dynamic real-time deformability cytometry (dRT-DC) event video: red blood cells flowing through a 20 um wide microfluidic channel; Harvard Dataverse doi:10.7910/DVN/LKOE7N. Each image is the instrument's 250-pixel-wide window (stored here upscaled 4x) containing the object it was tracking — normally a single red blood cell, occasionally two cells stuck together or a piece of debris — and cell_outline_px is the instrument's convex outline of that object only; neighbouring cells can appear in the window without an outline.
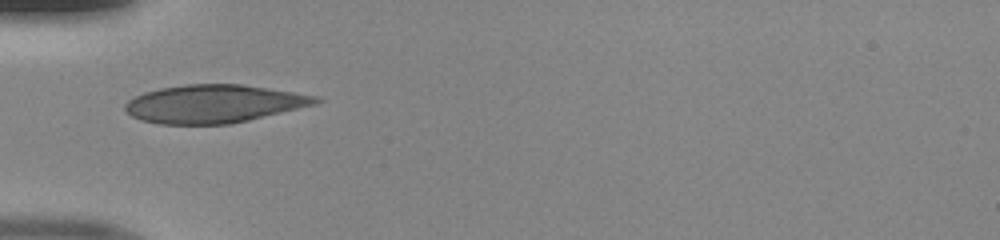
{"species": "human", "species_latin": "Homo sapiens", "temperature_condition": "room temperature", "stored_images_in_passage": 32, "camera_frame_rate_fps": 3000, "um_per_image_px": 0.085, "donor": {"sex": "male"}, "frame": {"image": 1, "passage_image": 1, "time_ms": 0.0, "image_size_px": [1000, 240], "cell_outline_px": [[324, 100], [316, 104], [248, 120], [228, 124], [160, 124], [140, 120], [132, 116], [124, 108], [124, 104], [128, 100], [144, 92], [160, 88], [184, 84], [240, 84], [292, 92], [316, 96]], "centroid_in_image_um": [18.14, 8.82], "position_along_channel_um": 66.9, "area_um2": 42.02}}
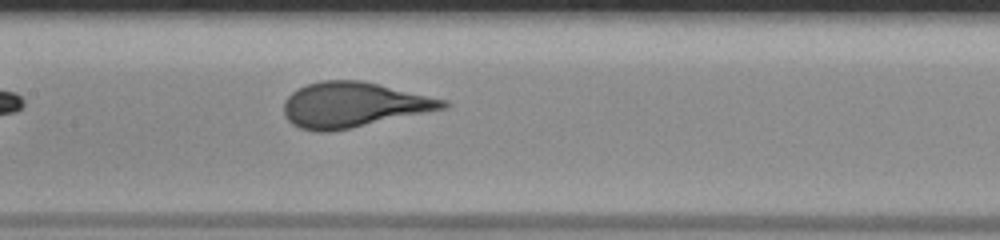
{"frame": {"image": 2, "passage_image": 9, "time_ms": 2.667, "image_size_px": [1000, 240], "cell_outline_px": [[452, 104], [448, 108], [352, 128], [328, 132], [316, 132], [300, 128], [292, 124], [284, 116], [284, 100], [292, 92], [308, 84], [324, 80], [360, 80], [448, 100]], "centroid_in_image_um": [30.06, 8.92], "position_along_channel_um": 177.3, "area_um2": 41.96}}
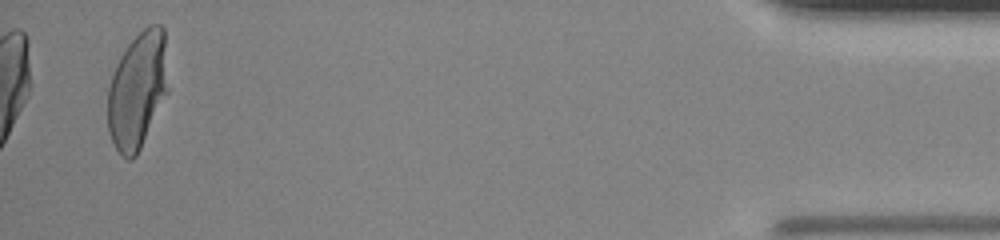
{"frame": {"image": 3, "passage_image": 32, "time_ms": 10.333, "image_size_px": [1000, 240], "cell_outline_px": [[168, 92], [136, 156], [132, 160], [128, 160], [120, 156], [108, 132], [108, 88], [112, 72], [120, 56], [128, 44], [148, 24], [160, 24], [164, 28], [168, 88]], "centroid_in_image_um": [11.68, 7.67], "position_along_channel_um": 423.5, "area_um2": 41.15}}